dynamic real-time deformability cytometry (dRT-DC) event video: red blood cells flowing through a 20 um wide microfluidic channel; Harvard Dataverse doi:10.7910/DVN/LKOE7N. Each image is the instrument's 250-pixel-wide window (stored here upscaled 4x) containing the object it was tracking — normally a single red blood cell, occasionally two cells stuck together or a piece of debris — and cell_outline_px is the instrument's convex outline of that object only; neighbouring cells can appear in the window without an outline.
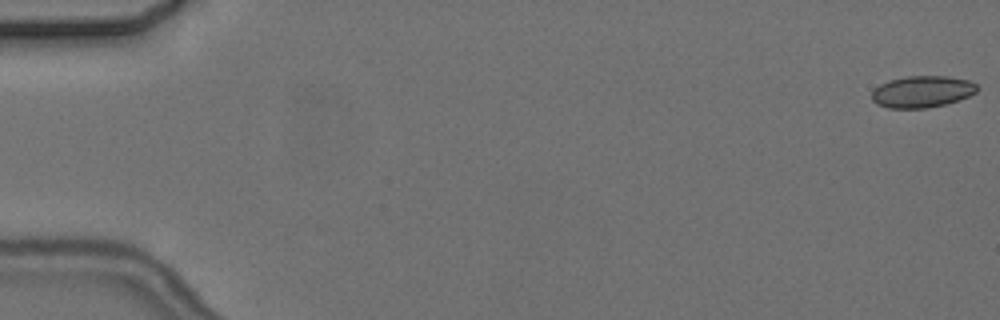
{"species": "common noctule bat (a hibernating species)", "species_latin": "Nyctalus noctula", "temperature_condition": "cold", "stored_images_in_passage": 4, "camera_frame_rate_fps": 3000, "um_per_image_px": 0.085, "animal": {"sex": "female", "body_mass_g": 24.6, "forearm_length_mm": 56.2}, "frame": {"image": 1, "passage_image": 1, "time_ms": 0.0, "image_size_px": [1000, 320], "cell_outline_px": [[980, 88], [976, 92], [968, 96], [944, 104], [928, 108], [888, 108], [876, 104], [872, 100], [872, 92], [880, 84], [888, 80], [908, 76], [948, 76], [968, 80], [976, 84]], "centroid_in_image_um": [78.37, 7.79], "position_along_channel_um": 6.6, "area_um2": 19.42}}